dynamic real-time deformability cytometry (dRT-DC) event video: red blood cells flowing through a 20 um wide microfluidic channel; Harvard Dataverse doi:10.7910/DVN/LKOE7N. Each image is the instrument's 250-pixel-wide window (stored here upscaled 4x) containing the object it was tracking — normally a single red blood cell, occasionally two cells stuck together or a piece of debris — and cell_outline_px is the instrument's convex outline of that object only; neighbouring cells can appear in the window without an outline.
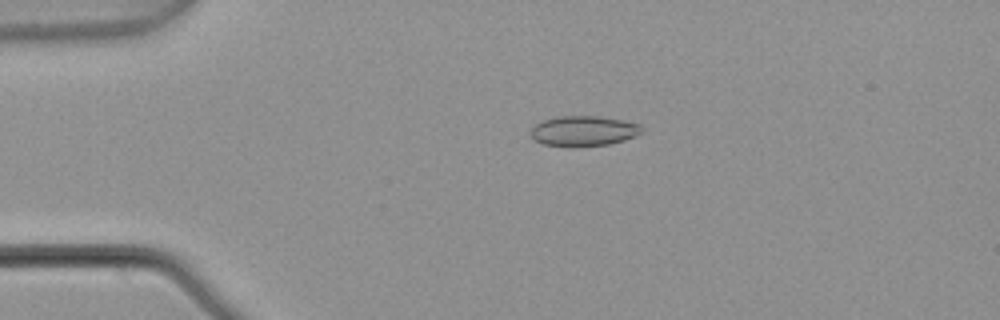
{"species": "common noctule bat (a hibernating species)", "species_latin": "Nyctalus noctula", "temperature_condition": "warm", "stored_images_in_passage": 4, "camera_frame_rate_fps": 3000, "um_per_image_px": 0.085, "animal": {"sex": "male", "body_mass_g": 21.5, "forearm_length_mm": 52.0}, "frame": {"image": 1, "passage_image": 3, "time_ms": 0.667, "image_size_px": [1000, 320], "cell_outline_px": [[644, 132], [624, 140], [608, 144], [572, 148], [544, 144], [536, 140], [532, 136], [532, 128], [540, 120], [556, 116], [600, 116], [624, 120], [640, 124], [644, 128]], "centroid_in_image_um": [49.63, 11.13], "position_along_channel_um": 35.4, "area_um2": 19.88}}
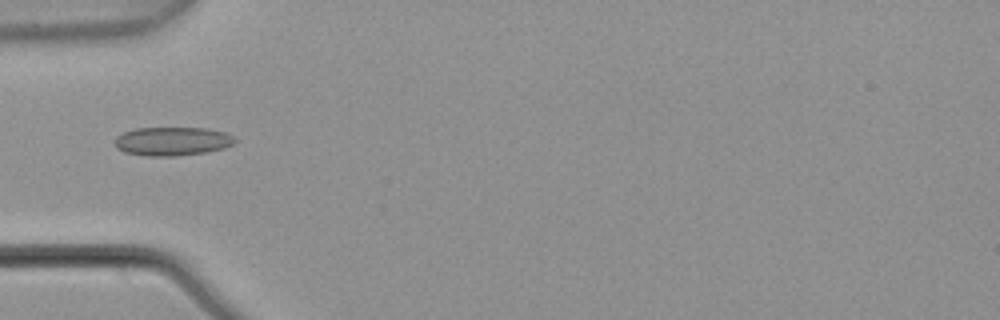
{"frame": {"image": 2, "passage_image": 4, "time_ms": 1.0, "image_size_px": [1000, 320], "cell_outline_px": [[236, 140], [232, 144], [224, 148], [204, 152], [176, 156], [144, 156], [124, 152], [116, 148], [116, 136], [124, 132], [136, 128], [204, 128], [224, 132], [232, 136]], "centroid_in_image_um": [14.61, 12.01], "position_along_channel_um": 70.4, "area_um2": 19.94}}